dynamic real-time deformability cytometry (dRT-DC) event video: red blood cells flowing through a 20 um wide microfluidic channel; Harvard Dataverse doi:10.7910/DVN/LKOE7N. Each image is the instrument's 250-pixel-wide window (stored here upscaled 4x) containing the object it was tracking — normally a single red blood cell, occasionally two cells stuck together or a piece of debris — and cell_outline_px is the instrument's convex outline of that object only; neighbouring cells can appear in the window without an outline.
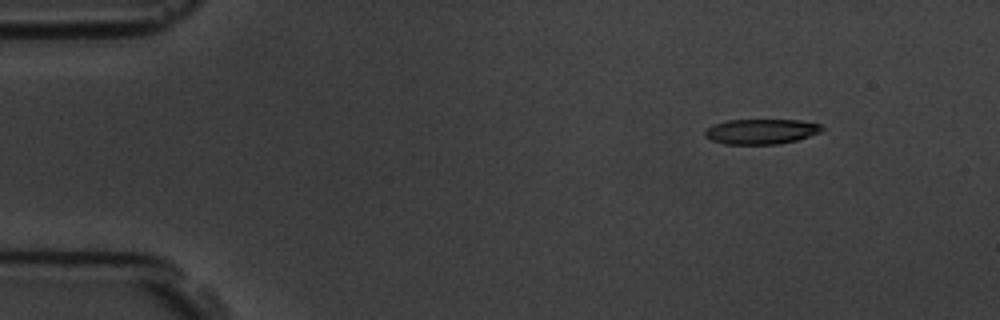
{"species": "common noctule bat (a hibernating species)", "species_latin": "Nyctalus noctula", "temperature_condition": "room temperature", "stored_images_in_passage": 4, "camera_frame_rate_fps": 3000, "um_per_image_px": 0.085, "animal": {"sex": "male", "body_mass_g": 19.5, "forearm_length_mm": 54.6}, "frame": {"image": 1, "passage_image": 2, "time_ms": 1.0, "image_size_px": [1000, 320], "cell_outline_px": [[824, 128], [820, 132], [796, 140], [776, 144], [724, 144], [712, 140], [704, 136], [704, 132], [708, 128], [716, 124], [728, 120], [800, 120], [820, 124]], "centroid_in_image_um": [64.7, 11.17], "position_along_channel_um": 20.3, "area_um2": 16.94}}
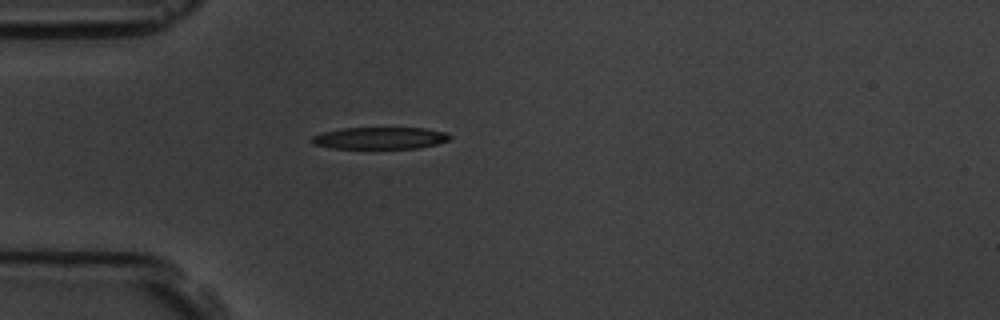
{"frame": {"image": 2, "passage_image": 4, "time_ms": 4.0, "image_size_px": [1000, 320], "cell_outline_px": [[452, 136], [448, 140], [436, 144], [416, 148], [328, 148], [312, 144], [312, 136], [324, 132], [344, 128], [424, 128], [444, 132]], "centroid_in_image_um": [32.27, 11.74], "position_along_channel_um": 52.7, "area_um2": 17.46}}